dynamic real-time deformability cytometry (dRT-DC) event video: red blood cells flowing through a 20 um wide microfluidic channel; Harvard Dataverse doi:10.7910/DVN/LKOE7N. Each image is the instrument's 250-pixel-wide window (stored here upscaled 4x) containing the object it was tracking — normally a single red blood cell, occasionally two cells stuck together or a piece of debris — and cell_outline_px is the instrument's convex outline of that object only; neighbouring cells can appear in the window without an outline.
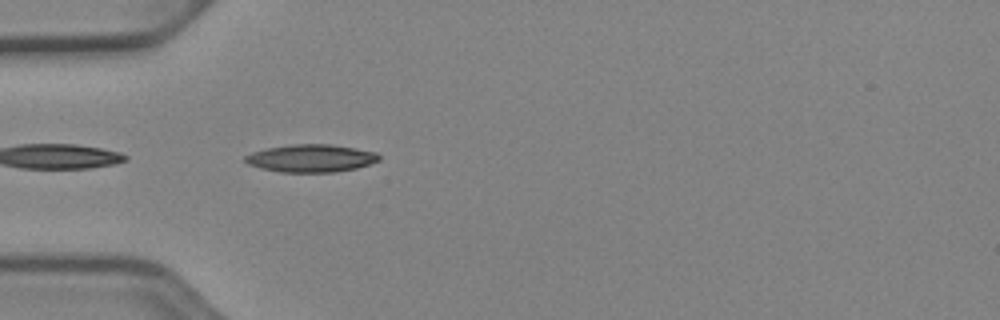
{"species": "Egyptian fruit bat (a non-hibernating species)", "species_latin": "Rousettus aegyptiacus", "temperature_condition": "cold", "stored_images_in_passage": 14, "camera_frame_rate_fps": 3000, "um_per_image_px": 0.085, "animal": {"sex": "female"}, "frame": {"image": 1, "passage_image": 1, "time_ms": 0.0, "image_size_px": [1000, 320], "cell_outline_px": [[380, 160], [356, 168], [336, 172], [280, 172], [260, 168], [248, 164], [244, 160], [244, 156], [252, 152], [268, 148], [292, 144], [332, 144], [356, 148], [376, 152], [380, 156]], "centroid_in_image_um": [26.44, 13.45], "position_along_channel_um": 58.6, "area_um2": 21.62}}
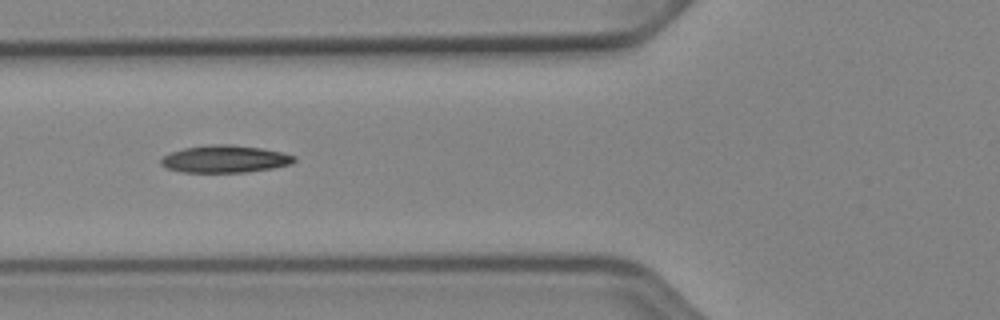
{"frame": {"image": 2, "passage_image": 5, "time_ms": 1.333, "image_size_px": [1000, 320], "cell_outline_px": [[296, 160], [292, 164], [272, 168], [248, 172], [184, 172], [168, 168], [160, 164], [160, 160], [164, 156], [172, 152], [184, 148], [208, 144], [232, 144], [260, 148], [280, 152], [296, 156]], "centroid_in_image_um": [19.14, 13.51], "position_along_channel_um": 106.7, "area_um2": 21.15}}
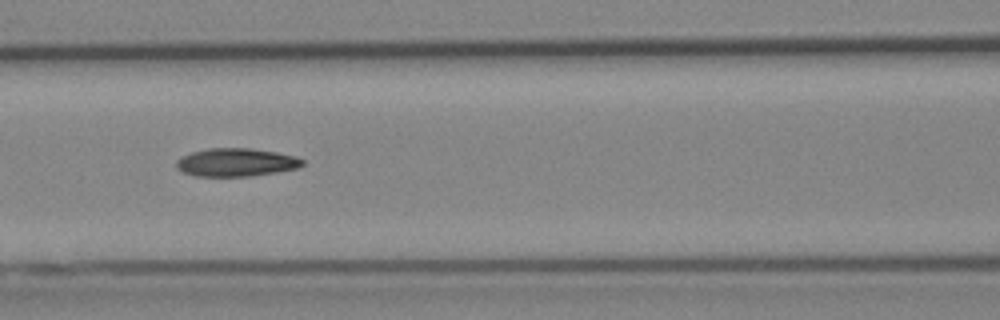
{"frame": {"image": 3, "passage_image": 8, "time_ms": 2.333, "image_size_px": [1000, 320], "cell_outline_px": [[304, 164], [296, 168], [276, 172], [248, 176], [196, 176], [180, 172], [176, 168], [176, 160], [180, 156], [192, 152], [208, 148], [252, 148], [276, 152], [296, 156], [304, 160]], "centroid_in_image_um": [20.02, 13.79], "position_along_channel_um": 146.6, "area_um2": 20.81}}